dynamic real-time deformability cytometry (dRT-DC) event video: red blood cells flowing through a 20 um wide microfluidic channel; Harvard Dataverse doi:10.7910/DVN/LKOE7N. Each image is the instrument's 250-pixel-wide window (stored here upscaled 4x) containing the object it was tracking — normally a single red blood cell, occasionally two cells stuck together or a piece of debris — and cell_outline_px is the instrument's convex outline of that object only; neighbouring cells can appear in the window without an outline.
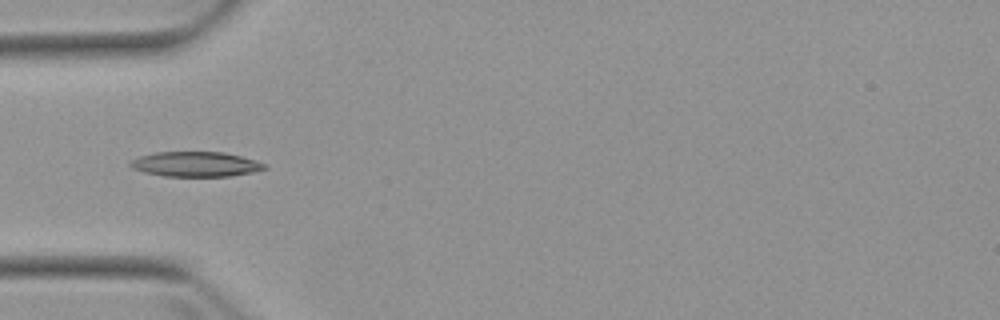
{"species": "Egyptian fruit bat (a non-hibernating species)", "species_latin": "Rousettus aegyptiacus", "temperature_condition": "warm", "stored_images_in_passage": 5, "camera_frame_rate_fps": 3000, "um_per_image_px": 0.085, "animal": {"sex": "female"}, "frame": {"image": 1, "passage_image": 5, "time_ms": 4.667, "image_size_px": [1000, 320], "cell_outline_px": [[268, 168], [252, 172], [232, 176], [164, 176], [144, 172], [132, 168], [128, 164], [132, 160], [140, 156], [156, 152], [224, 152], [256, 160], [268, 164]], "centroid_in_image_um": [16.66, 13.95], "position_along_channel_um": 68.3, "area_um2": 19.54}}